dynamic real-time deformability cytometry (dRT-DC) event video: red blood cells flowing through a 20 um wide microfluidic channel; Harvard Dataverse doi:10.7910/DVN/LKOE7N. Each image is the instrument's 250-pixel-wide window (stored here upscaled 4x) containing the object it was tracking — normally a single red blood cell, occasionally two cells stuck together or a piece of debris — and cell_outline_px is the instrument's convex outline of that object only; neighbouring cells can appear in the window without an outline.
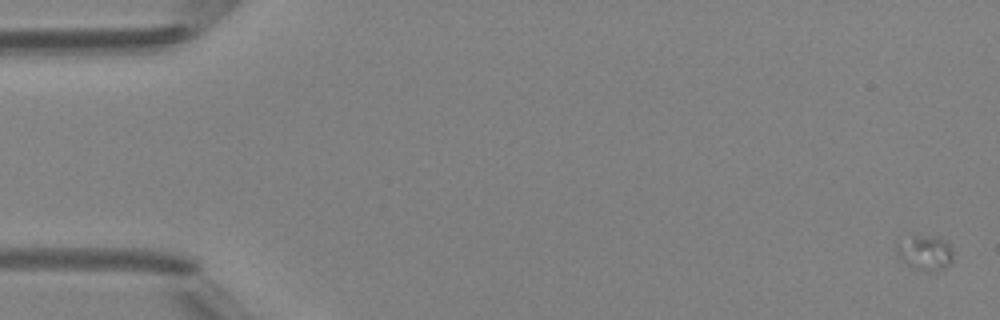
{"species": "Egyptian fruit bat (a non-hibernating species)", "species_latin": "Rousettus aegyptiacus", "temperature_condition": "room temperature", "stored_images_in_passage": 5, "camera_frame_rate_fps": 3000, "um_per_image_px": 0.085, "animal": {"sex": "female"}, "frame": {"image": 1, "passage_image": 1, "time_ms": 0.0, "image_size_px": [1000, 320], "cell_outline_px": [[952, 264], [936, 272], [924, 272], [916, 268], [900, 256], [896, 248], [916, 236], [940, 236], [952, 248]], "centroid_in_image_um": [78.79, 21.52], "position_along_channel_um": 6.2, "area_um2": 10.87}}